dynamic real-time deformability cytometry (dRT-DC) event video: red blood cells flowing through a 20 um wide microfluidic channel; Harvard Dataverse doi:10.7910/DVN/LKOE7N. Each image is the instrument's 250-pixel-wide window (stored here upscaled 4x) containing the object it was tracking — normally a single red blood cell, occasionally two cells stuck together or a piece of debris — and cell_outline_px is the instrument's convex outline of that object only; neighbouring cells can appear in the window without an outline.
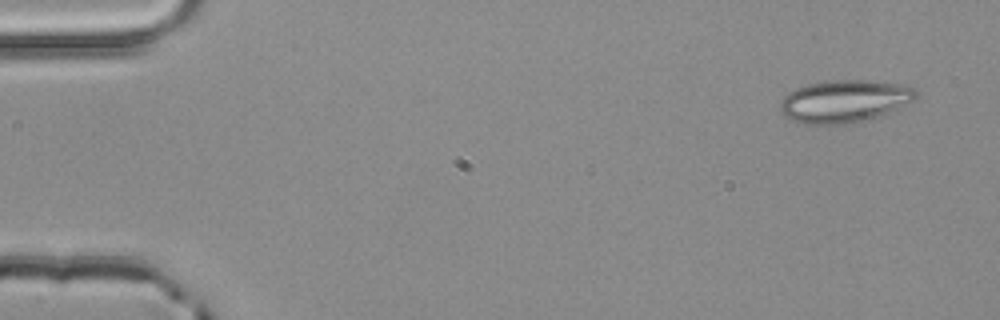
{"species": "common noctule bat (a hibernating species)", "species_latin": "Nyctalus noctula", "temperature_condition": "room temperature", "stored_images_in_passage": 4, "camera_frame_rate_fps": 3000, "um_per_image_px": 0.085, "animal": {"sex": "male", "body_mass_g": 20.4}, "frame": {"image": 1, "passage_image": 1, "time_ms": 0.0, "image_size_px": [1000, 320], "cell_outline_px": [[920, 92], [916, 100], [888, 112], [876, 116], [844, 124], [804, 124], [792, 120], [784, 116], [780, 112], [780, 100], [788, 92], [796, 88], [808, 84], [828, 80], [872, 80], [900, 84], [916, 88]], "centroid_in_image_um": [71.78, 8.58], "position_along_channel_um": 13.2, "area_um2": 33.76}}